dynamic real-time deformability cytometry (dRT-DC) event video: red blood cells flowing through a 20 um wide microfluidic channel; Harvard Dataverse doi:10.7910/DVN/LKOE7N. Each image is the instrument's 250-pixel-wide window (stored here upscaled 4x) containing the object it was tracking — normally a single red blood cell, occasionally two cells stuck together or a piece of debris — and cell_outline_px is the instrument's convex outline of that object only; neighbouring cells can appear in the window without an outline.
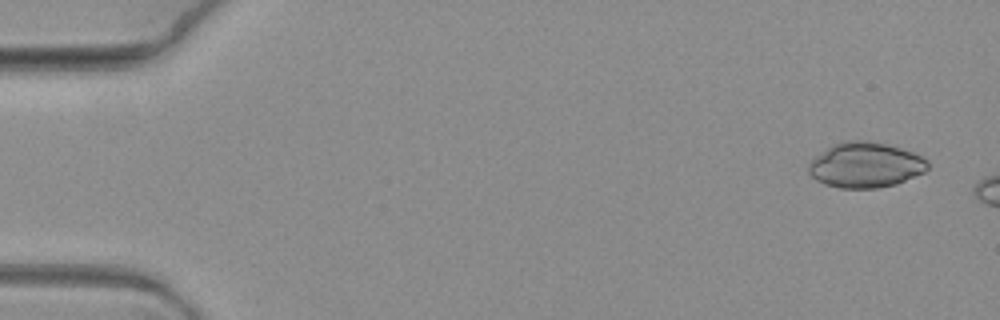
{"species": "common noctule bat (a hibernating species)", "species_latin": "Nyctalus noctula", "temperature_condition": "warm", "stored_images_in_passage": 5, "camera_frame_rate_fps": 3000, "um_per_image_px": 0.085, "animal": {"sex": "female", "body_mass_g": 19.3, "forearm_length_mm": 54.1}, "frame": {"image": 1, "passage_image": 1, "time_ms": 0.0, "image_size_px": [1000, 320], "cell_outline_px": [[928, 168], [924, 172], [896, 184], [880, 188], [840, 188], [824, 184], [816, 180], [808, 172], [808, 164], [816, 156], [828, 148], [844, 140], [868, 140], [900, 148], [912, 152], [928, 160]], "centroid_in_image_um": [73.56, 14.03], "position_along_channel_um": 11.4, "area_um2": 31.27}}